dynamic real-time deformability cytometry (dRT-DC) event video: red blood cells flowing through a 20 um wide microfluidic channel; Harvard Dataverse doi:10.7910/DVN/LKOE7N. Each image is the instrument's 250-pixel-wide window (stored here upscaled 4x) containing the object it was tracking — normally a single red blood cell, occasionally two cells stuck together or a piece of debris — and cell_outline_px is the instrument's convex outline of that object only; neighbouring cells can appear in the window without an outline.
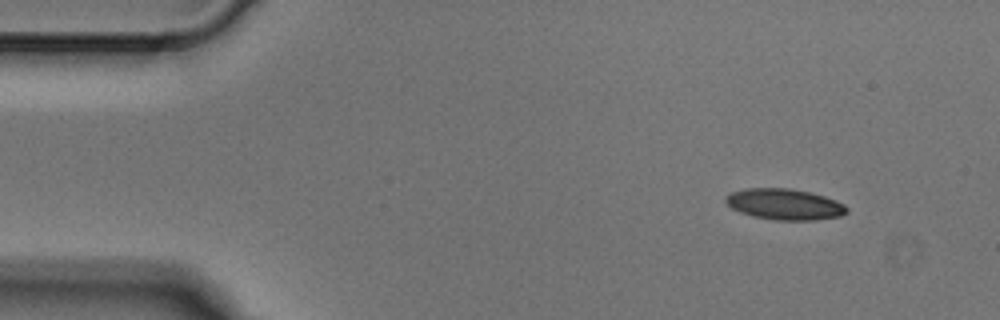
{"species": "Egyptian fruit bat (a non-hibernating species)", "species_latin": "Rousettus aegyptiacus", "temperature_condition": "cold", "stored_images_in_passage": 3, "camera_frame_rate_fps": 3000, "um_per_image_px": 0.085, "animal": {"sex": "male"}, "frame": {"image": 1, "passage_image": 1, "time_ms": 0.0, "image_size_px": [1000, 320], "cell_outline_px": [[848, 212], [840, 216], [816, 220], [776, 220], [752, 216], [740, 212], [732, 208], [724, 200], [724, 196], [732, 192], [748, 188], [788, 188], [808, 192], [824, 196], [836, 200], [844, 204], [848, 208]], "centroid_in_image_um": [66.69, 17.37], "position_along_channel_um": 18.3, "area_um2": 21.85}}